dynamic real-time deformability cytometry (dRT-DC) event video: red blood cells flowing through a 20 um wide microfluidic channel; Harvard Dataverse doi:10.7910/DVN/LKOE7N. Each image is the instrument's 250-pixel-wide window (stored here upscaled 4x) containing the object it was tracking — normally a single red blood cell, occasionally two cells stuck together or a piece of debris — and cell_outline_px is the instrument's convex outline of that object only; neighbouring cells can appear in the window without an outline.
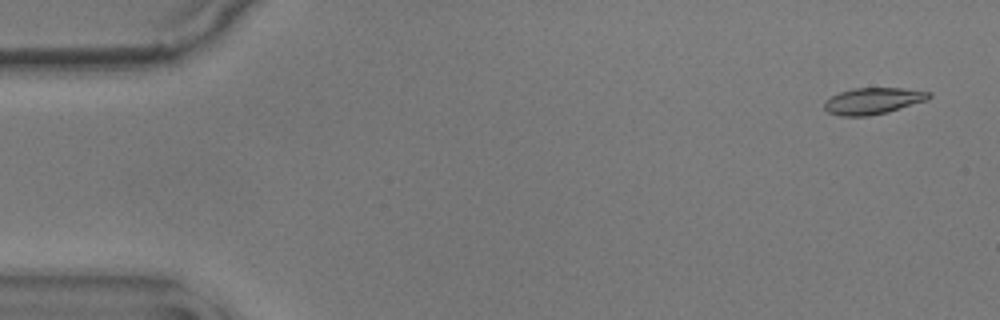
{"species": "common noctule bat (a hibernating species)", "species_latin": "Nyctalus noctula", "temperature_condition": "warm", "stored_images_in_passage": 55, "camera_frame_rate_fps": 3000, "um_per_image_px": 0.085, "animal": {"sex": "male", "body_mass_g": 17.9}, "frame": {"image": 1, "passage_image": 2, "time_ms": 0.333, "image_size_px": [1000, 320], "cell_outline_px": [[932, 96], [928, 100], [888, 112], [868, 116], [840, 116], [828, 112], [824, 108], [824, 100], [840, 92], [852, 88], [900, 88], [932, 92]], "centroid_in_image_um": [74.21, 8.58], "position_along_channel_um": 10.8, "area_um2": 16.24}}
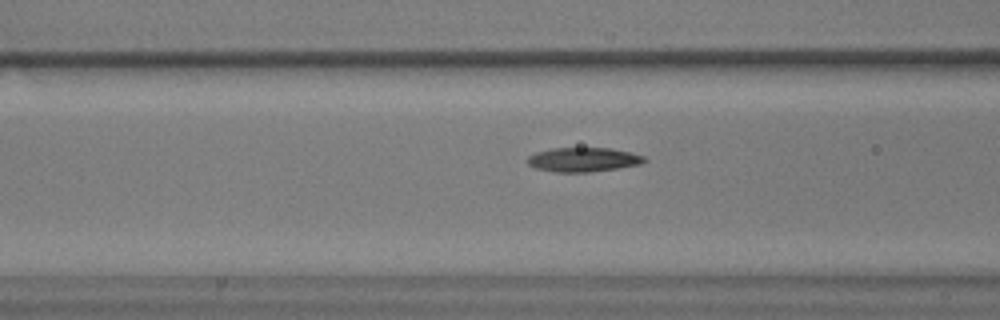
{"frame": {"image": 2, "passage_image": 21, "time_ms": 6.667, "image_size_px": [1000, 320], "cell_outline_px": [[648, 160], [640, 164], [616, 168], [588, 172], [556, 172], [536, 168], [528, 164], [524, 160], [528, 156], [536, 152], [552, 148], [612, 148], [632, 152], [644, 156]], "centroid_in_image_um": [49.56, 13.56], "position_along_channel_um": 117.0, "area_um2": 16.59}}
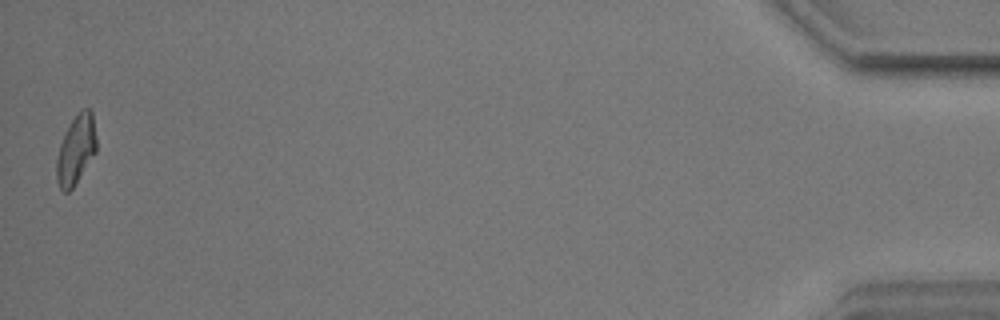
{"frame": {"image": 3, "passage_image": 55, "time_ms": 18.0, "image_size_px": [1000, 320], "cell_outline_px": [[96, 152], [72, 188], [68, 192], [64, 192], [60, 188], [56, 180], [56, 160], [60, 144], [64, 132], [80, 108], [88, 108], [92, 112], [96, 136]], "centroid_in_image_um": [6.45, 12.7], "position_along_channel_um": 428.8, "area_um2": 16.07}, "authors_computed_cell_mechanics": {"area_um2": 16.2996, "velocity_mm_per_s": 3.581, "shape_relaxation_time_tau1_ms": 5.6494, "shape_relaxation_time_tau2_ms": 3.8416, "deformation_change_tau1": 0.1681, "deformation_change_tau2": 0.0952}}